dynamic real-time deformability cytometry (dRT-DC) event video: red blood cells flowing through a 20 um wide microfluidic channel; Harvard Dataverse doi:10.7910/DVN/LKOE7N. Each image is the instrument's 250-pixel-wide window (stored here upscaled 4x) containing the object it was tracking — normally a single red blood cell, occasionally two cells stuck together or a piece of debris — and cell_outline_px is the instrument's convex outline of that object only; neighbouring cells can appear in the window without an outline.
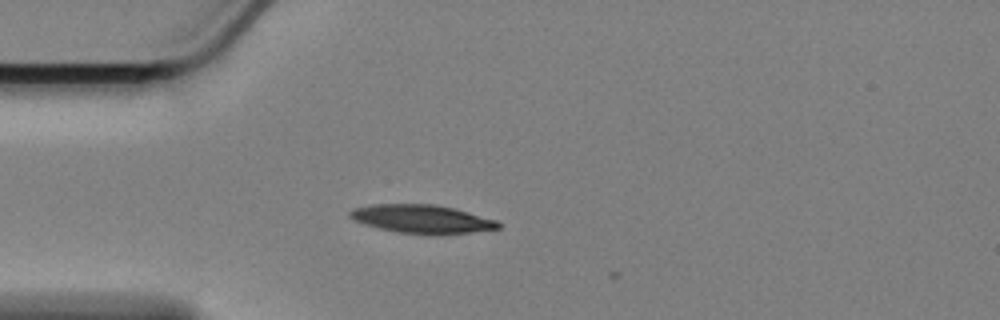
{"species": "Egyptian fruit bat (a non-hibernating species)", "species_latin": "Rousettus aegyptiacus", "temperature_condition": "cold", "stored_images_in_passage": 3, "camera_frame_rate_fps": 3000, "um_per_image_px": 0.085, "animal": {"sex": "female"}, "frame": {"image": 1, "passage_image": 1, "time_ms": 0.0, "image_size_px": [1000, 320], "cell_outline_px": [[500, 228], [472, 232], [440, 236], [436, 236], [396, 232], [364, 224], [352, 220], [348, 216], [348, 212], [352, 208], [376, 204], [432, 204], [452, 208], [468, 212], [496, 220], [500, 224]], "centroid_in_image_um": [35.83, 18.63], "position_along_channel_um": 49.2, "area_um2": 24.85}}